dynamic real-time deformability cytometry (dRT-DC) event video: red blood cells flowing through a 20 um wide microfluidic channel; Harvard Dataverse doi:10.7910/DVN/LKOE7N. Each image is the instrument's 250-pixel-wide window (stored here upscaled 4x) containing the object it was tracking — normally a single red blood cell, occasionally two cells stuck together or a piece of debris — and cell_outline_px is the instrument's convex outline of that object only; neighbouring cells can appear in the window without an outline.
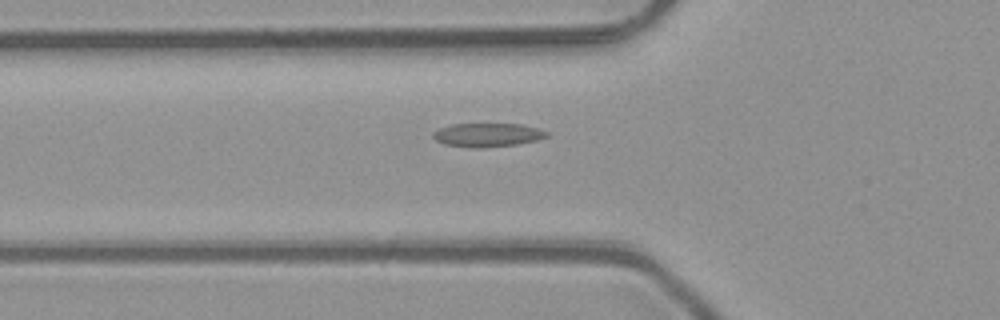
{"species": "common noctule bat (a hibernating species)", "species_latin": "Nyctalus noctula", "temperature_condition": "room temperature", "stored_images_in_passage": 37, "segment_of_instrument_passage": [1, 2], "camera_frame_rate_fps": 3000, "um_per_image_px": 0.085, "animal": {"sex": "male", "body_mass_g": 23.1, "forearm_length_mm": 52.7}, "frame": {"image": 1, "passage_image": 3, "time_ms": 0.667, "image_size_px": [1000, 320], "cell_outline_px": [[548, 136], [536, 140], [516, 144], [484, 148], [468, 148], [444, 144], [436, 140], [432, 136], [432, 132], [440, 128], [452, 124], [520, 124], [536, 128], [548, 132]], "centroid_in_image_um": [41.39, 11.48], "position_along_channel_um": 84.4, "area_um2": 15.66}}
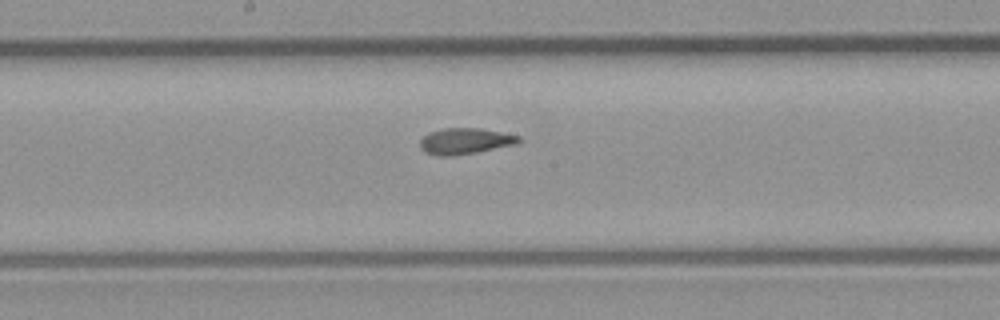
{"frame": {"image": 2, "passage_image": 12, "time_ms": 3.667, "image_size_px": [1000, 320], "cell_outline_px": [[524, 140], [520, 144], [476, 152], [452, 156], [436, 156], [424, 152], [420, 148], [420, 140], [428, 132], [440, 128], [480, 128], [520, 136]], "centroid_in_image_um": [39.55, 11.99], "position_along_channel_um": 208.7, "area_um2": 15.32}}
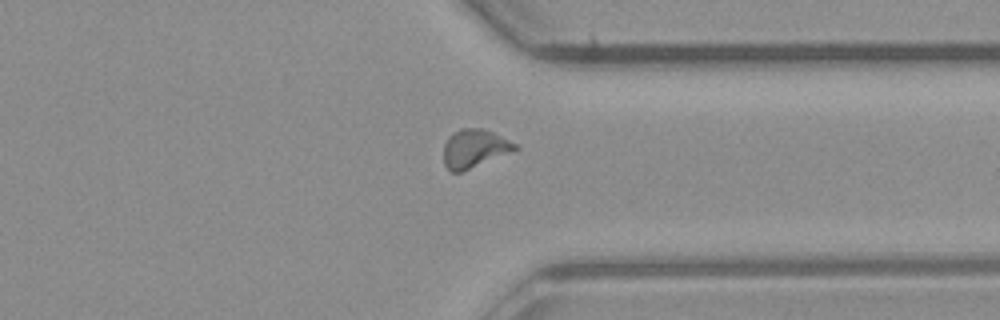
{"frame": {"image": 3, "passage_image": 24, "time_ms": 7.667, "image_size_px": [1000, 320], "cell_outline_px": [[520, 148], [460, 172], [452, 172], [444, 164], [444, 144], [448, 136], [460, 128], [480, 128], [492, 132], [520, 144]], "centroid_in_image_um": [40.34, 12.6], "position_along_channel_um": 371.1, "area_um2": 15.84}}